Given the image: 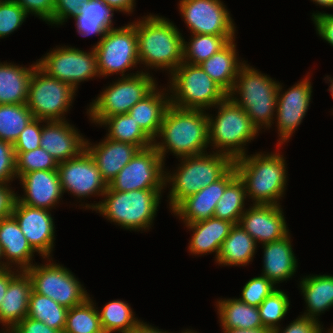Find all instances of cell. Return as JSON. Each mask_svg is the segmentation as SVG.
Wrapping results in <instances>:
<instances>
[{"label": "cell", "mask_w": 333, "mask_h": 333, "mask_svg": "<svg viewBox=\"0 0 333 333\" xmlns=\"http://www.w3.org/2000/svg\"><path fill=\"white\" fill-rule=\"evenodd\" d=\"M203 111L168 106L158 134L163 142L153 143L163 161L167 149L179 158L203 154L209 144L208 115Z\"/></svg>", "instance_id": "obj_1"}, {"label": "cell", "mask_w": 333, "mask_h": 333, "mask_svg": "<svg viewBox=\"0 0 333 333\" xmlns=\"http://www.w3.org/2000/svg\"><path fill=\"white\" fill-rule=\"evenodd\" d=\"M136 28L139 62L171 73L183 62V41L177 27L159 16L150 15L133 23Z\"/></svg>", "instance_id": "obj_2"}, {"label": "cell", "mask_w": 333, "mask_h": 333, "mask_svg": "<svg viewBox=\"0 0 333 333\" xmlns=\"http://www.w3.org/2000/svg\"><path fill=\"white\" fill-rule=\"evenodd\" d=\"M234 166L255 204L279 205L276 200L282 197L287 182L282 155L245 154L234 160Z\"/></svg>", "instance_id": "obj_3"}, {"label": "cell", "mask_w": 333, "mask_h": 333, "mask_svg": "<svg viewBox=\"0 0 333 333\" xmlns=\"http://www.w3.org/2000/svg\"><path fill=\"white\" fill-rule=\"evenodd\" d=\"M103 202L86 205L98 210L108 220L125 229L138 230L151 225L159 205L161 189H141L119 192L107 187Z\"/></svg>", "instance_id": "obj_4"}, {"label": "cell", "mask_w": 333, "mask_h": 333, "mask_svg": "<svg viewBox=\"0 0 333 333\" xmlns=\"http://www.w3.org/2000/svg\"><path fill=\"white\" fill-rule=\"evenodd\" d=\"M217 152L183 157L178 173L165 175V182L172 181L169 194L171 210L188 196L220 179L234 165L230 156Z\"/></svg>", "instance_id": "obj_5"}, {"label": "cell", "mask_w": 333, "mask_h": 333, "mask_svg": "<svg viewBox=\"0 0 333 333\" xmlns=\"http://www.w3.org/2000/svg\"><path fill=\"white\" fill-rule=\"evenodd\" d=\"M278 85L279 83L267 75L259 73L244 63L236 77L233 90L228 96L245 110L259 130L260 125H266V127L272 125L273 112L277 106ZM235 91L240 92L241 100L232 97Z\"/></svg>", "instance_id": "obj_6"}, {"label": "cell", "mask_w": 333, "mask_h": 333, "mask_svg": "<svg viewBox=\"0 0 333 333\" xmlns=\"http://www.w3.org/2000/svg\"><path fill=\"white\" fill-rule=\"evenodd\" d=\"M217 105L216 119L208 116L209 142L213 141L215 147H222L220 153L235 160L246 154L242 146L254 139L258 129L245 110L229 96Z\"/></svg>", "instance_id": "obj_7"}, {"label": "cell", "mask_w": 333, "mask_h": 333, "mask_svg": "<svg viewBox=\"0 0 333 333\" xmlns=\"http://www.w3.org/2000/svg\"><path fill=\"white\" fill-rule=\"evenodd\" d=\"M171 75V90L175 94L170 98V104L175 107L208 109L228 96L199 65L182 62Z\"/></svg>", "instance_id": "obj_8"}, {"label": "cell", "mask_w": 333, "mask_h": 333, "mask_svg": "<svg viewBox=\"0 0 333 333\" xmlns=\"http://www.w3.org/2000/svg\"><path fill=\"white\" fill-rule=\"evenodd\" d=\"M75 89L69 84L53 78L38 66L29 82L26 106L34 118L48 121H63L74 98Z\"/></svg>", "instance_id": "obj_9"}, {"label": "cell", "mask_w": 333, "mask_h": 333, "mask_svg": "<svg viewBox=\"0 0 333 333\" xmlns=\"http://www.w3.org/2000/svg\"><path fill=\"white\" fill-rule=\"evenodd\" d=\"M156 87L148 73L122 77L118 82L104 90L90 105L89 116L92 121L101 123L105 118L127 114L130 109Z\"/></svg>", "instance_id": "obj_10"}, {"label": "cell", "mask_w": 333, "mask_h": 333, "mask_svg": "<svg viewBox=\"0 0 333 333\" xmlns=\"http://www.w3.org/2000/svg\"><path fill=\"white\" fill-rule=\"evenodd\" d=\"M99 75L122 73L139 63L136 28L129 24L119 29H110L94 46Z\"/></svg>", "instance_id": "obj_11"}, {"label": "cell", "mask_w": 333, "mask_h": 333, "mask_svg": "<svg viewBox=\"0 0 333 333\" xmlns=\"http://www.w3.org/2000/svg\"><path fill=\"white\" fill-rule=\"evenodd\" d=\"M32 281V289L53 299L66 308L83 303L89 295L74 275L58 264L33 265L26 270Z\"/></svg>", "instance_id": "obj_12"}, {"label": "cell", "mask_w": 333, "mask_h": 333, "mask_svg": "<svg viewBox=\"0 0 333 333\" xmlns=\"http://www.w3.org/2000/svg\"><path fill=\"white\" fill-rule=\"evenodd\" d=\"M162 163L164 164V161L153 145L141 149L108 186L119 192L162 189L166 184Z\"/></svg>", "instance_id": "obj_13"}, {"label": "cell", "mask_w": 333, "mask_h": 333, "mask_svg": "<svg viewBox=\"0 0 333 333\" xmlns=\"http://www.w3.org/2000/svg\"><path fill=\"white\" fill-rule=\"evenodd\" d=\"M37 62V66L49 76L63 81L75 90L80 81L99 75L96 53L84 52L72 47L53 50Z\"/></svg>", "instance_id": "obj_14"}, {"label": "cell", "mask_w": 333, "mask_h": 333, "mask_svg": "<svg viewBox=\"0 0 333 333\" xmlns=\"http://www.w3.org/2000/svg\"><path fill=\"white\" fill-rule=\"evenodd\" d=\"M179 6L192 34L234 36L235 26L220 0H181Z\"/></svg>", "instance_id": "obj_15"}, {"label": "cell", "mask_w": 333, "mask_h": 333, "mask_svg": "<svg viewBox=\"0 0 333 333\" xmlns=\"http://www.w3.org/2000/svg\"><path fill=\"white\" fill-rule=\"evenodd\" d=\"M57 170L63 193L66 190L83 198L91 194L104 196L107 190V183L86 149L78 156L58 163Z\"/></svg>", "instance_id": "obj_16"}, {"label": "cell", "mask_w": 333, "mask_h": 333, "mask_svg": "<svg viewBox=\"0 0 333 333\" xmlns=\"http://www.w3.org/2000/svg\"><path fill=\"white\" fill-rule=\"evenodd\" d=\"M12 215L32 248L49 257L53 248L54 222L47 209L30 207L15 200Z\"/></svg>", "instance_id": "obj_17"}, {"label": "cell", "mask_w": 333, "mask_h": 333, "mask_svg": "<svg viewBox=\"0 0 333 333\" xmlns=\"http://www.w3.org/2000/svg\"><path fill=\"white\" fill-rule=\"evenodd\" d=\"M238 176L233 165L220 179L200 189L196 194L188 196L172 211L186 224L207 220L214 216L218 200L226 187Z\"/></svg>", "instance_id": "obj_18"}, {"label": "cell", "mask_w": 333, "mask_h": 333, "mask_svg": "<svg viewBox=\"0 0 333 333\" xmlns=\"http://www.w3.org/2000/svg\"><path fill=\"white\" fill-rule=\"evenodd\" d=\"M241 216L239 224L256 241L263 244L287 236L288 229L280 205L253 204Z\"/></svg>", "instance_id": "obj_19"}, {"label": "cell", "mask_w": 333, "mask_h": 333, "mask_svg": "<svg viewBox=\"0 0 333 333\" xmlns=\"http://www.w3.org/2000/svg\"><path fill=\"white\" fill-rule=\"evenodd\" d=\"M308 78L297 83L291 89L280 95L282 87L278 85L277 119L280 143L289 139L293 131L301 123L309 107L312 86ZM282 140V141H281Z\"/></svg>", "instance_id": "obj_20"}, {"label": "cell", "mask_w": 333, "mask_h": 333, "mask_svg": "<svg viewBox=\"0 0 333 333\" xmlns=\"http://www.w3.org/2000/svg\"><path fill=\"white\" fill-rule=\"evenodd\" d=\"M25 196L16 200L30 207L51 209L62 196L58 170H38L19 177Z\"/></svg>", "instance_id": "obj_21"}, {"label": "cell", "mask_w": 333, "mask_h": 333, "mask_svg": "<svg viewBox=\"0 0 333 333\" xmlns=\"http://www.w3.org/2000/svg\"><path fill=\"white\" fill-rule=\"evenodd\" d=\"M85 142V139L65 120L48 121L47 126L42 127L40 147L57 163L78 156L85 149Z\"/></svg>", "instance_id": "obj_22"}, {"label": "cell", "mask_w": 333, "mask_h": 333, "mask_svg": "<svg viewBox=\"0 0 333 333\" xmlns=\"http://www.w3.org/2000/svg\"><path fill=\"white\" fill-rule=\"evenodd\" d=\"M89 144L88 141L85 142V149L94 159L107 185L140 150L136 145L108 138L98 145L90 147Z\"/></svg>", "instance_id": "obj_23"}, {"label": "cell", "mask_w": 333, "mask_h": 333, "mask_svg": "<svg viewBox=\"0 0 333 333\" xmlns=\"http://www.w3.org/2000/svg\"><path fill=\"white\" fill-rule=\"evenodd\" d=\"M16 274L9 282L0 304V322L9 325L10 332L21 320L27 317L32 281L26 271Z\"/></svg>", "instance_id": "obj_24"}, {"label": "cell", "mask_w": 333, "mask_h": 333, "mask_svg": "<svg viewBox=\"0 0 333 333\" xmlns=\"http://www.w3.org/2000/svg\"><path fill=\"white\" fill-rule=\"evenodd\" d=\"M0 249L2 257L20 265L21 271L33 266L30 262L36 251L29 244L13 215L0 220Z\"/></svg>", "instance_id": "obj_25"}, {"label": "cell", "mask_w": 333, "mask_h": 333, "mask_svg": "<svg viewBox=\"0 0 333 333\" xmlns=\"http://www.w3.org/2000/svg\"><path fill=\"white\" fill-rule=\"evenodd\" d=\"M192 230L189 250L194 254H206L215 252L218 257L220 247L229 235L234 223L215 217L204 221L186 224Z\"/></svg>", "instance_id": "obj_26"}, {"label": "cell", "mask_w": 333, "mask_h": 333, "mask_svg": "<svg viewBox=\"0 0 333 333\" xmlns=\"http://www.w3.org/2000/svg\"><path fill=\"white\" fill-rule=\"evenodd\" d=\"M291 246L289 234L282 239L263 245V276L274 285L290 278L296 270L297 260Z\"/></svg>", "instance_id": "obj_27"}, {"label": "cell", "mask_w": 333, "mask_h": 333, "mask_svg": "<svg viewBox=\"0 0 333 333\" xmlns=\"http://www.w3.org/2000/svg\"><path fill=\"white\" fill-rule=\"evenodd\" d=\"M233 42L234 40H231L224 48L199 64L228 95L232 92L236 77L244 64L238 63L236 45Z\"/></svg>", "instance_id": "obj_28"}, {"label": "cell", "mask_w": 333, "mask_h": 333, "mask_svg": "<svg viewBox=\"0 0 333 333\" xmlns=\"http://www.w3.org/2000/svg\"><path fill=\"white\" fill-rule=\"evenodd\" d=\"M156 87L128 112L141 129L154 141L158 136L170 99L164 98Z\"/></svg>", "instance_id": "obj_29"}, {"label": "cell", "mask_w": 333, "mask_h": 333, "mask_svg": "<svg viewBox=\"0 0 333 333\" xmlns=\"http://www.w3.org/2000/svg\"><path fill=\"white\" fill-rule=\"evenodd\" d=\"M37 63L31 68L0 63V104H26L29 82Z\"/></svg>", "instance_id": "obj_30"}, {"label": "cell", "mask_w": 333, "mask_h": 333, "mask_svg": "<svg viewBox=\"0 0 333 333\" xmlns=\"http://www.w3.org/2000/svg\"><path fill=\"white\" fill-rule=\"evenodd\" d=\"M255 248L256 241L240 224H234L220 247L216 261L224 265L244 266L253 259Z\"/></svg>", "instance_id": "obj_31"}, {"label": "cell", "mask_w": 333, "mask_h": 333, "mask_svg": "<svg viewBox=\"0 0 333 333\" xmlns=\"http://www.w3.org/2000/svg\"><path fill=\"white\" fill-rule=\"evenodd\" d=\"M217 303L223 329H257L264 327L258 307L248 305L235 298L220 300Z\"/></svg>", "instance_id": "obj_32"}, {"label": "cell", "mask_w": 333, "mask_h": 333, "mask_svg": "<svg viewBox=\"0 0 333 333\" xmlns=\"http://www.w3.org/2000/svg\"><path fill=\"white\" fill-rule=\"evenodd\" d=\"M300 284L309 311L302 316L317 320L319 313L333 306V276H310Z\"/></svg>", "instance_id": "obj_33"}, {"label": "cell", "mask_w": 333, "mask_h": 333, "mask_svg": "<svg viewBox=\"0 0 333 333\" xmlns=\"http://www.w3.org/2000/svg\"><path fill=\"white\" fill-rule=\"evenodd\" d=\"M113 11L114 9L102 0H89L84 3L79 14L74 17L78 33L82 36L98 34L102 35V39L108 30L113 29Z\"/></svg>", "instance_id": "obj_34"}, {"label": "cell", "mask_w": 333, "mask_h": 333, "mask_svg": "<svg viewBox=\"0 0 333 333\" xmlns=\"http://www.w3.org/2000/svg\"><path fill=\"white\" fill-rule=\"evenodd\" d=\"M100 124L109 126L108 139L136 145L140 150L154 143L128 113L107 117Z\"/></svg>", "instance_id": "obj_35"}, {"label": "cell", "mask_w": 333, "mask_h": 333, "mask_svg": "<svg viewBox=\"0 0 333 333\" xmlns=\"http://www.w3.org/2000/svg\"><path fill=\"white\" fill-rule=\"evenodd\" d=\"M68 308L53 299L36 293L33 289L29 297L27 317L45 323L48 327L63 332Z\"/></svg>", "instance_id": "obj_36"}, {"label": "cell", "mask_w": 333, "mask_h": 333, "mask_svg": "<svg viewBox=\"0 0 333 333\" xmlns=\"http://www.w3.org/2000/svg\"><path fill=\"white\" fill-rule=\"evenodd\" d=\"M231 40H234L233 36L193 34V39L188 44L183 41V62L199 65L224 48Z\"/></svg>", "instance_id": "obj_37"}, {"label": "cell", "mask_w": 333, "mask_h": 333, "mask_svg": "<svg viewBox=\"0 0 333 333\" xmlns=\"http://www.w3.org/2000/svg\"><path fill=\"white\" fill-rule=\"evenodd\" d=\"M32 119L26 104H0V139L13 145Z\"/></svg>", "instance_id": "obj_38"}, {"label": "cell", "mask_w": 333, "mask_h": 333, "mask_svg": "<svg viewBox=\"0 0 333 333\" xmlns=\"http://www.w3.org/2000/svg\"><path fill=\"white\" fill-rule=\"evenodd\" d=\"M245 198V184L237 176L226 187L224 194L218 200L213 217L239 224L241 216L245 212L243 211Z\"/></svg>", "instance_id": "obj_39"}, {"label": "cell", "mask_w": 333, "mask_h": 333, "mask_svg": "<svg viewBox=\"0 0 333 333\" xmlns=\"http://www.w3.org/2000/svg\"><path fill=\"white\" fill-rule=\"evenodd\" d=\"M92 299L68 309L63 333H104Z\"/></svg>", "instance_id": "obj_40"}, {"label": "cell", "mask_w": 333, "mask_h": 333, "mask_svg": "<svg viewBox=\"0 0 333 333\" xmlns=\"http://www.w3.org/2000/svg\"><path fill=\"white\" fill-rule=\"evenodd\" d=\"M100 323L104 333H128L136 327L140 321L135 319L128 303L121 300H114L104 306L99 312Z\"/></svg>", "instance_id": "obj_41"}, {"label": "cell", "mask_w": 333, "mask_h": 333, "mask_svg": "<svg viewBox=\"0 0 333 333\" xmlns=\"http://www.w3.org/2000/svg\"><path fill=\"white\" fill-rule=\"evenodd\" d=\"M288 296L281 290L275 289L258 306L261 322L271 331L278 328V323L287 314L289 309ZM277 324V325H276Z\"/></svg>", "instance_id": "obj_42"}, {"label": "cell", "mask_w": 333, "mask_h": 333, "mask_svg": "<svg viewBox=\"0 0 333 333\" xmlns=\"http://www.w3.org/2000/svg\"><path fill=\"white\" fill-rule=\"evenodd\" d=\"M16 176L38 170H57V161L42 147L28 152H15Z\"/></svg>", "instance_id": "obj_43"}, {"label": "cell", "mask_w": 333, "mask_h": 333, "mask_svg": "<svg viewBox=\"0 0 333 333\" xmlns=\"http://www.w3.org/2000/svg\"><path fill=\"white\" fill-rule=\"evenodd\" d=\"M25 10L12 0L0 1V37L16 30L27 17Z\"/></svg>", "instance_id": "obj_44"}, {"label": "cell", "mask_w": 333, "mask_h": 333, "mask_svg": "<svg viewBox=\"0 0 333 333\" xmlns=\"http://www.w3.org/2000/svg\"><path fill=\"white\" fill-rule=\"evenodd\" d=\"M275 289L274 284L261 275L252 278L245 284L242 297L239 299L248 305L258 307Z\"/></svg>", "instance_id": "obj_45"}, {"label": "cell", "mask_w": 333, "mask_h": 333, "mask_svg": "<svg viewBox=\"0 0 333 333\" xmlns=\"http://www.w3.org/2000/svg\"><path fill=\"white\" fill-rule=\"evenodd\" d=\"M42 121L34 118L28 123L13 144L14 152H28L40 147L42 127L39 125Z\"/></svg>", "instance_id": "obj_46"}, {"label": "cell", "mask_w": 333, "mask_h": 333, "mask_svg": "<svg viewBox=\"0 0 333 333\" xmlns=\"http://www.w3.org/2000/svg\"><path fill=\"white\" fill-rule=\"evenodd\" d=\"M16 176V155L11 143L0 139V184H6Z\"/></svg>", "instance_id": "obj_47"}, {"label": "cell", "mask_w": 333, "mask_h": 333, "mask_svg": "<svg viewBox=\"0 0 333 333\" xmlns=\"http://www.w3.org/2000/svg\"><path fill=\"white\" fill-rule=\"evenodd\" d=\"M89 0H55L52 19L49 21L52 24H61L65 19L75 17L79 14L80 8Z\"/></svg>", "instance_id": "obj_48"}, {"label": "cell", "mask_w": 333, "mask_h": 333, "mask_svg": "<svg viewBox=\"0 0 333 333\" xmlns=\"http://www.w3.org/2000/svg\"><path fill=\"white\" fill-rule=\"evenodd\" d=\"M18 3L25 12L38 15L44 21H50L53 16L55 0H12Z\"/></svg>", "instance_id": "obj_49"}, {"label": "cell", "mask_w": 333, "mask_h": 333, "mask_svg": "<svg viewBox=\"0 0 333 333\" xmlns=\"http://www.w3.org/2000/svg\"><path fill=\"white\" fill-rule=\"evenodd\" d=\"M279 330L278 327L272 330V333H280ZM321 330L318 320L302 316L290 323L283 333H319Z\"/></svg>", "instance_id": "obj_50"}, {"label": "cell", "mask_w": 333, "mask_h": 333, "mask_svg": "<svg viewBox=\"0 0 333 333\" xmlns=\"http://www.w3.org/2000/svg\"><path fill=\"white\" fill-rule=\"evenodd\" d=\"M10 333H63V332L48 327L45 323L41 321L34 320L30 317H25L11 330Z\"/></svg>", "instance_id": "obj_51"}, {"label": "cell", "mask_w": 333, "mask_h": 333, "mask_svg": "<svg viewBox=\"0 0 333 333\" xmlns=\"http://www.w3.org/2000/svg\"><path fill=\"white\" fill-rule=\"evenodd\" d=\"M312 16L318 34L333 46V14L316 13Z\"/></svg>", "instance_id": "obj_52"}, {"label": "cell", "mask_w": 333, "mask_h": 333, "mask_svg": "<svg viewBox=\"0 0 333 333\" xmlns=\"http://www.w3.org/2000/svg\"><path fill=\"white\" fill-rule=\"evenodd\" d=\"M16 194L6 184H0V220L12 215Z\"/></svg>", "instance_id": "obj_53"}, {"label": "cell", "mask_w": 333, "mask_h": 333, "mask_svg": "<svg viewBox=\"0 0 333 333\" xmlns=\"http://www.w3.org/2000/svg\"><path fill=\"white\" fill-rule=\"evenodd\" d=\"M109 7H112L114 10L124 11V12H132L134 6V0H102Z\"/></svg>", "instance_id": "obj_54"}, {"label": "cell", "mask_w": 333, "mask_h": 333, "mask_svg": "<svg viewBox=\"0 0 333 333\" xmlns=\"http://www.w3.org/2000/svg\"><path fill=\"white\" fill-rule=\"evenodd\" d=\"M16 275V273H12L10 268H6L0 271V304L2 299L6 293L10 280Z\"/></svg>", "instance_id": "obj_55"}, {"label": "cell", "mask_w": 333, "mask_h": 333, "mask_svg": "<svg viewBox=\"0 0 333 333\" xmlns=\"http://www.w3.org/2000/svg\"><path fill=\"white\" fill-rule=\"evenodd\" d=\"M128 333H168V332H162L159 329H155L143 322H140L136 327H134L130 332Z\"/></svg>", "instance_id": "obj_56"}, {"label": "cell", "mask_w": 333, "mask_h": 333, "mask_svg": "<svg viewBox=\"0 0 333 333\" xmlns=\"http://www.w3.org/2000/svg\"><path fill=\"white\" fill-rule=\"evenodd\" d=\"M224 333H272V331L266 327L257 329H224Z\"/></svg>", "instance_id": "obj_57"}, {"label": "cell", "mask_w": 333, "mask_h": 333, "mask_svg": "<svg viewBox=\"0 0 333 333\" xmlns=\"http://www.w3.org/2000/svg\"><path fill=\"white\" fill-rule=\"evenodd\" d=\"M317 4L325 7H333V0H313Z\"/></svg>", "instance_id": "obj_58"}, {"label": "cell", "mask_w": 333, "mask_h": 333, "mask_svg": "<svg viewBox=\"0 0 333 333\" xmlns=\"http://www.w3.org/2000/svg\"><path fill=\"white\" fill-rule=\"evenodd\" d=\"M1 258H2V252H1V249H0V260H1ZM8 266L9 265H6V263L5 264L4 263L3 264L0 263V271L8 268Z\"/></svg>", "instance_id": "obj_59"}, {"label": "cell", "mask_w": 333, "mask_h": 333, "mask_svg": "<svg viewBox=\"0 0 333 333\" xmlns=\"http://www.w3.org/2000/svg\"><path fill=\"white\" fill-rule=\"evenodd\" d=\"M329 81H331V85H330V91H331V95H332V97H333V80H329Z\"/></svg>", "instance_id": "obj_60"}, {"label": "cell", "mask_w": 333, "mask_h": 333, "mask_svg": "<svg viewBox=\"0 0 333 333\" xmlns=\"http://www.w3.org/2000/svg\"><path fill=\"white\" fill-rule=\"evenodd\" d=\"M182 333H195V332H191V331L186 330V332H182Z\"/></svg>", "instance_id": "obj_61"}, {"label": "cell", "mask_w": 333, "mask_h": 333, "mask_svg": "<svg viewBox=\"0 0 333 333\" xmlns=\"http://www.w3.org/2000/svg\"><path fill=\"white\" fill-rule=\"evenodd\" d=\"M319 333H322V330ZM329 333H333V329H331Z\"/></svg>", "instance_id": "obj_62"}]
</instances>
